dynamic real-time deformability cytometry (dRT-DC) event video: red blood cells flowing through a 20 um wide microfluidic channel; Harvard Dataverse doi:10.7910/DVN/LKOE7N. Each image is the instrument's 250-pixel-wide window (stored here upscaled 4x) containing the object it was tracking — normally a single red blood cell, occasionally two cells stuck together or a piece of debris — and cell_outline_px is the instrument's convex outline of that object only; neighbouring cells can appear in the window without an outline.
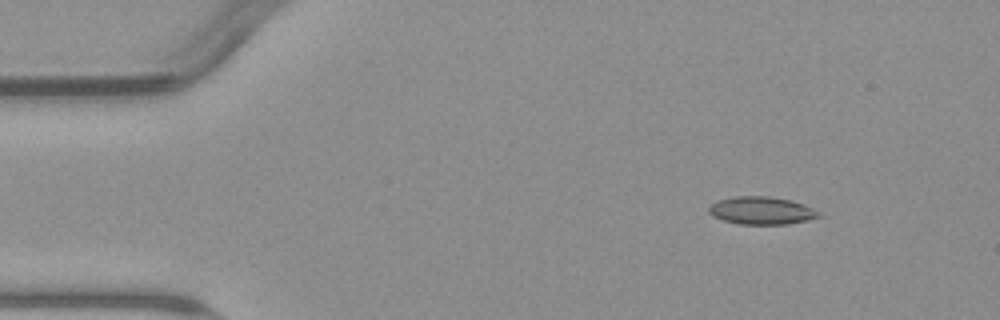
{"species": "common noctule bat (a hibernating species)", "species_latin": "Nyctalus noctula", "temperature_condition": "warm", "stored_images_in_passage": 5, "camera_frame_rate_fps": 3000, "um_per_image_px": 0.085, "animal": {"sex": "male", "body_mass_g": 23.1, "forearm_length_mm": 52.7}, "frame": {"image": 1, "passage_image": 1, "time_ms": 0.0, "image_size_px": [1000, 320], "cell_outline_px": [[824, 216], [808, 220], [788, 224], [740, 224], [724, 220], [712, 216], [708, 212], [708, 208], [716, 200], [736, 196], [768, 196], [792, 200], [804, 204], [820, 212]], "centroid_in_image_um": [64.75, 17.89], "position_along_channel_um": 20.2, "area_um2": 17.92}}
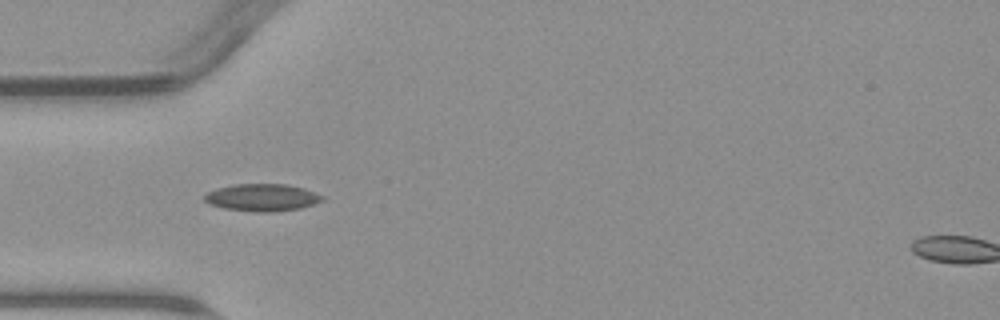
{"frame": {"image": 2, "passage_image": 4, "time_ms": 3.333, "image_size_px": [1000, 320], "cell_outline_px": [[324, 200], [300, 208], [272, 212], [256, 212], [224, 208], [208, 204], [204, 200], [204, 196], [208, 192], [216, 188], [232, 184], [288, 184], [304, 188], [324, 196]], "centroid_in_image_um": [22.26, 16.78], "position_along_channel_um": 62.7, "area_um2": 18.79}}
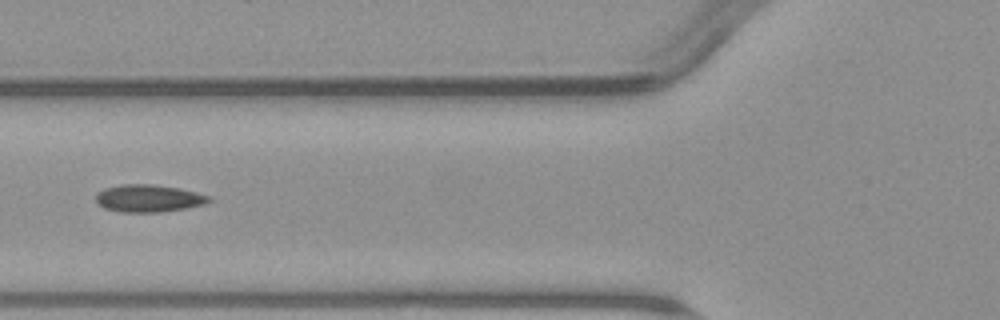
{"frame": {"image": 3, "passage_image": 5, "time_ms": 4.667, "image_size_px": [1000, 320], "cell_outline_px": [[212, 200], [204, 204], [188, 208], [164, 212], [120, 212], [104, 208], [96, 204], [96, 196], [104, 188], [120, 184], [152, 184], [180, 188], [212, 196]], "centroid_in_image_um": [12.65, 16.86], "position_along_channel_um": 113.1, "area_um2": 18.32}}